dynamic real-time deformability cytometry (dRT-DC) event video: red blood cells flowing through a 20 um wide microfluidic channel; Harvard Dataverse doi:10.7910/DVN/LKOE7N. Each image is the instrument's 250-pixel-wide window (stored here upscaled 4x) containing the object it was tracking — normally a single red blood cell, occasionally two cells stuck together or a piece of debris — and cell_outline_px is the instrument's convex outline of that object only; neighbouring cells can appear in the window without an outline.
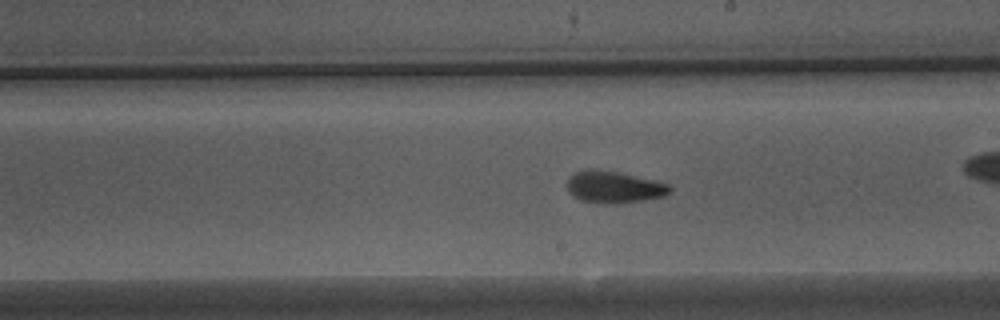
{"species": "Egyptian fruit bat (a non-hibernating species)", "species_latin": "Rousettus aegyptiacus", "temperature_condition": "warm", "stored_images_in_passage": 53, "camera_frame_rate_fps": 3000, "um_per_image_px": 0.085, "animal": {"sex": "male"}, "frame": {"image": 1, "passage_image": 30, "time_ms": 9.667, "image_size_px": [1000, 320], "cell_outline_px": [[672, 192], [664, 196], [616, 204], [580, 200], [572, 196], [568, 192], [568, 180], [576, 172], [592, 168], [616, 172], [652, 180], [668, 184], [672, 188]], "centroid_in_image_um": [52.18, 15.9], "position_along_channel_um": 236.8, "area_um2": 18.67}, "authors_computed_cell_mechanics": {"area_um2": 18.3226, "velocity_mm_per_s": 3.9047, "shape_relaxation_time_tau1_ms": 4.2009, "shape_relaxation_time_tau2_ms": 1.763, "deformation_change_tau1": 0.1272, "deformation_change_tau2": 0.0806}}